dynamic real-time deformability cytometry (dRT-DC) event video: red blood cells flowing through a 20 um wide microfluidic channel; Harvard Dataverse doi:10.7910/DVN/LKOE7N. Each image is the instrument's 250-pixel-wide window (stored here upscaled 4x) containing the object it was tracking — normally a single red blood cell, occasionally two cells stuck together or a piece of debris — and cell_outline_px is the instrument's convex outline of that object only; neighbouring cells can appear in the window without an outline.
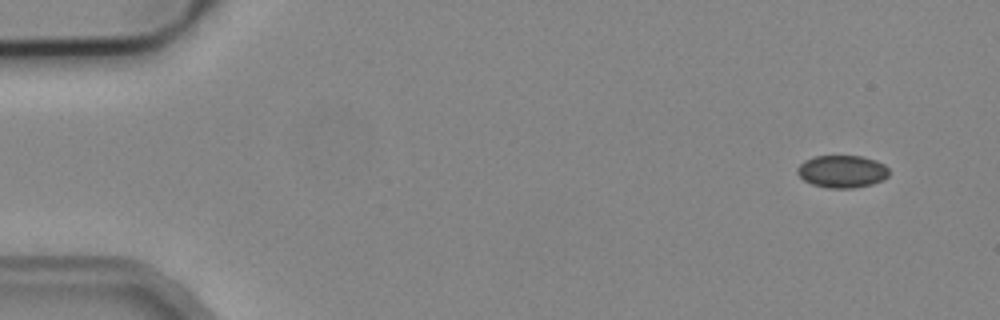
{"species": "common noctule bat (a hibernating species)", "species_latin": "Nyctalus noctula", "temperature_condition": "cold", "stored_images_in_passage": 5, "camera_frame_rate_fps": 3000, "um_per_image_px": 0.085, "animal": {"sex": "male", "body_mass_g": 19.2, "forearm_length_mm": 51.8}, "frame": {"image": 1, "passage_image": 1, "time_ms": 0.0, "image_size_px": [1000, 320], "cell_outline_px": [[888, 176], [884, 180], [872, 184], [852, 188], [828, 188], [812, 184], [804, 180], [796, 172], [796, 168], [804, 160], [816, 156], [860, 156], [876, 160], [884, 164], [888, 168]], "centroid_in_image_um": [71.58, 14.57], "position_along_channel_um": 13.4, "area_um2": 17.4}}
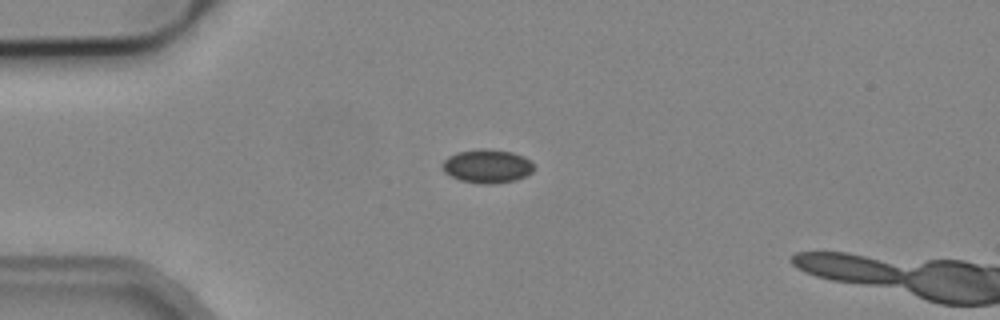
{"frame": {"image": 2, "passage_image": 4, "time_ms": 3.333, "image_size_px": [1000, 320], "cell_outline_px": [[536, 168], [532, 172], [516, 180], [496, 184], [480, 184], [460, 180], [444, 172], [440, 168], [440, 164], [448, 156], [456, 152], [480, 148], [488, 148], [512, 152], [524, 156]], "centroid_in_image_um": [41.38, 14.12], "position_along_channel_um": 43.6, "area_um2": 18.26}}